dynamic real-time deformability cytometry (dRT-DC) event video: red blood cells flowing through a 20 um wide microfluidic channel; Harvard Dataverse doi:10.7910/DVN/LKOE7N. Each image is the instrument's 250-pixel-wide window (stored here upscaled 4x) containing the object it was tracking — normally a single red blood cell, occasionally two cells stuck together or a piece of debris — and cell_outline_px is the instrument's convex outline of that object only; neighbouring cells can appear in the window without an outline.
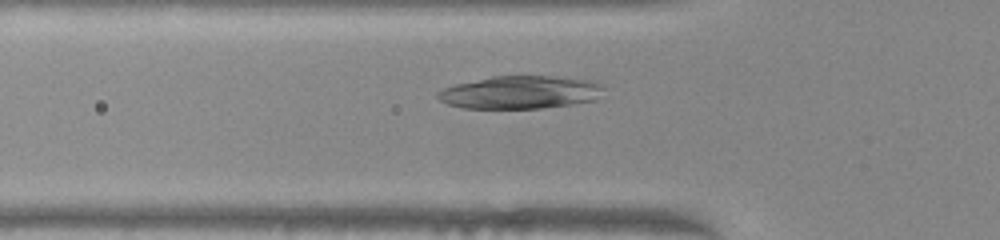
{"species": "common noctule bat (a hibernating species)", "species_latin": "Nyctalus noctula", "temperature_condition": "warm", "stored_images_in_passage": 37, "camera_frame_rate_fps": 3000, "um_per_image_px": 0.085, "animal": {"sex": "female", "body_mass_g": 22.0, "forearm_length_mm": 56.7}, "frame": {"image": 1, "passage_image": 8, "time_ms": 2.333, "image_size_px": [1000, 240], "cell_outline_px": [[604, 88], [596, 100], [572, 104], [540, 108], [464, 108], [448, 104], [440, 100], [436, 96], [436, 92], [452, 84], [492, 76], [556, 76], [592, 80], [604, 84]], "centroid_in_image_um": [44.23, 7.83], "position_along_channel_um": 81.6, "area_um2": 32.08}}
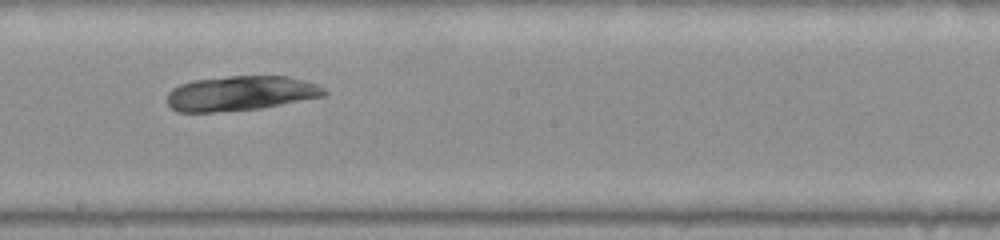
{"frame": {"image": 2, "passage_image": 19, "time_ms": 6.0, "image_size_px": [1000, 240], "cell_outline_px": [[328, 92], [324, 96], [260, 108], [212, 112], [176, 112], [168, 104], [168, 92], [172, 88], [180, 84], [192, 80], [228, 76], [288, 76], [304, 80], [316, 84], [324, 88]], "centroid_in_image_um": [20.43, 7.92], "position_along_channel_um": 227.8, "area_um2": 31.79}}
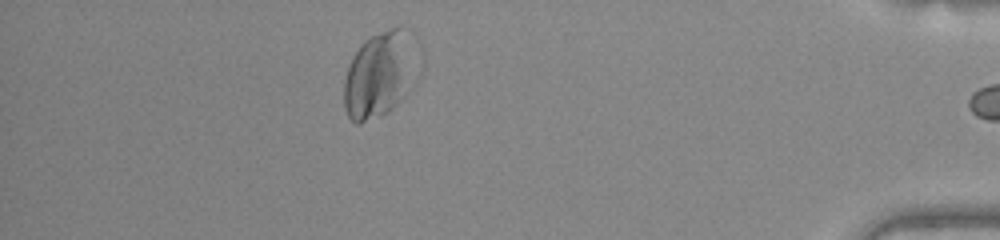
{"frame": {"image": 3, "passage_image": 36, "time_ms": 11.667, "image_size_px": [1000, 240], "cell_outline_px": [[412, 32], [404, 84], [400, 100], [392, 108], [360, 124], [356, 124], [348, 116], [344, 108], [344, 80], [352, 56], [360, 44], [364, 40], [372, 36], [400, 24], [404, 24], [412, 28]], "centroid_in_image_um": [32.06, 6.29], "position_along_channel_um": 403.1, "area_um2": 34.1}}